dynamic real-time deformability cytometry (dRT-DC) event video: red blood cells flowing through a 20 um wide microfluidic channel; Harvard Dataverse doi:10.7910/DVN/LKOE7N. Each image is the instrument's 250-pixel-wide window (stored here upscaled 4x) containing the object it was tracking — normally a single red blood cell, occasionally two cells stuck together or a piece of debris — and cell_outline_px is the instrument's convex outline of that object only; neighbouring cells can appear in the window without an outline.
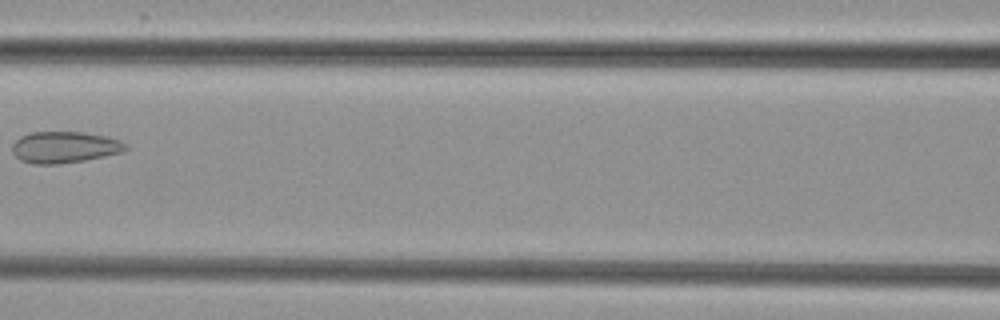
{"species": "common noctule bat (a hibernating species)", "species_latin": "Nyctalus noctula", "temperature_condition": "cold", "stored_images_in_passage": 6, "camera_frame_rate_fps": 3000, "um_per_image_px": 0.085, "animal": {"sex": "female", "body_mass_g": 29.2, "forearm_length_mm": 56.3}, "frame": {"image": 1, "passage_image": 5, "time_ms": 5.0, "image_size_px": [1000, 320], "cell_outline_px": [[128, 148], [124, 152], [84, 160], [60, 164], [32, 164], [20, 160], [12, 152], [12, 144], [20, 136], [32, 132], [84, 132], [104, 136], [120, 140], [128, 144]], "centroid_in_image_um": [5.49, 12.51], "position_along_channel_um": 161.1, "area_um2": 20.92}}
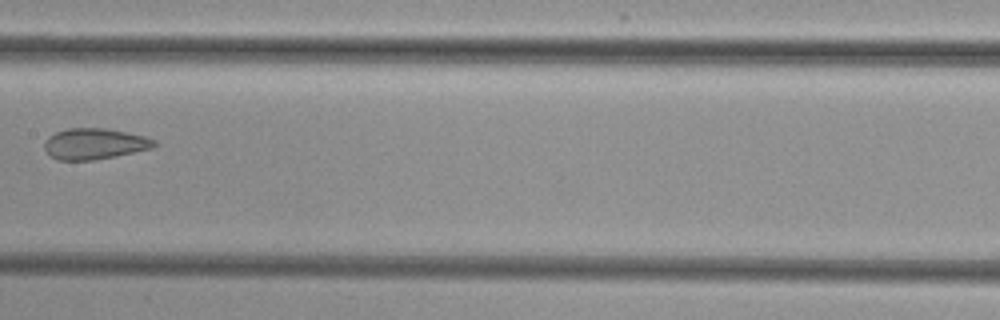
{"frame": {"image": 2, "passage_image": 6, "time_ms": 6.0, "image_size_px": [1000, 320], "cell_outline_px": [[156, 144], [152, 148], [116, 156], [92, 160], [60, 160], [52, 156], [44, 148], [44, 140], [48, 136], [56, 132], [68, 128], [104, 128], [148, 136], [156, 140]], "centroid_in_image_um": [8.05, 12.21], "position_along_channel_um": 199.4, "area_um2": 19.83}}